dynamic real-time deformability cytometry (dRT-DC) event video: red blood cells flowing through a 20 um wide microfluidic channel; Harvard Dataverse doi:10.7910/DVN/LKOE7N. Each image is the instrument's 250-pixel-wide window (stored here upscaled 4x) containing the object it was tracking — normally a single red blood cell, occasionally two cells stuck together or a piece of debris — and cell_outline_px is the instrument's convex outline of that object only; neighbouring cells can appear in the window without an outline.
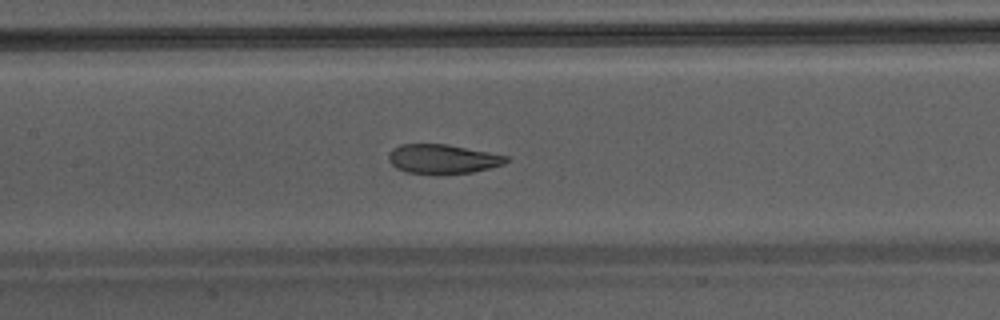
{"species": "Egyptian fruit bat (a non-hibernating species)", "species_latin": "Rousettus aegyptiacus", "temperature_condition": "warm", "stored_images_in_passage": 36, "segment_of_instrument_passage": [1, 2], "camera_frame_rate_fps": 3000, "um_per_image_px": 0.085, "animal": {"sex": "male"}, "frame": {"image": 1, "passage_image": 11, "time_ms": 3.333, "image_size_px": [1000, 320], "cell_outline_px": [[508, 160], [504, 164], [472, 172], [404, 172], [396, 168], [388, 160], [388, 156], [392, 148], [400, 144], [448, 144], [508, 156]], "centroid_in_image_um": [37.6, 13.48], "position_along_channel_um": 169.8, "area_um2": 19.54}}
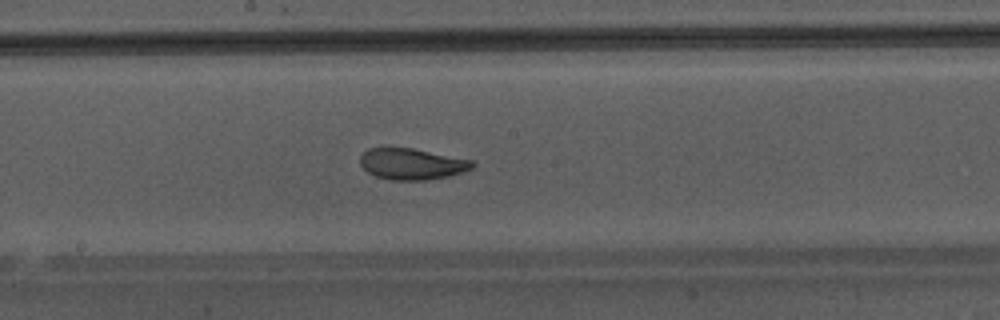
{"frame": {"image": 2, "passage_image": 14, "time_ms": 4.333, "image_size_px": [1000, 320], "cell_outline_px": [[476, 164], [472, 168], [448, 176], [424, 180], [388, 180], [376, 176], [368, 172], [360, 164], [360, 156], [368, 148], [388, 144], [412, 148], [472, 160]], "centroid_in_image_um": [34.93, 13.89], "position_along_channel_um": 213.3, "area_um2": 20.87}}
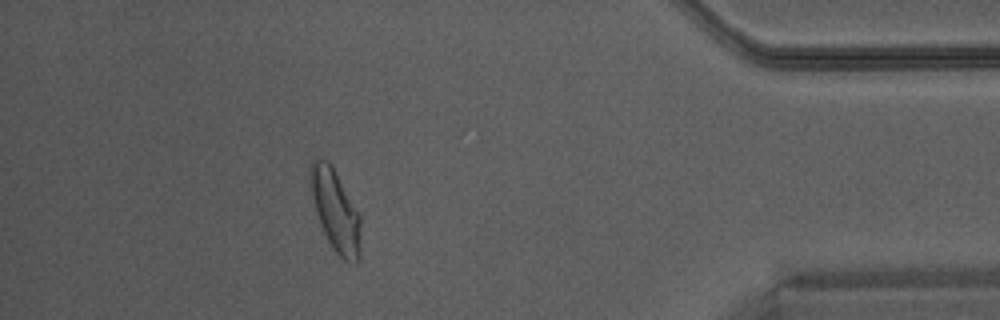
{"frame": {"image": 3, "passage_image": 30, "time_ms": 9.667, "image_size_px": [1000, 320], "cell_outline_px": [[360, 260], [356, 264], [344, 260], [332, 248], [320, 224], [316, 212], [308, 180], [308, 168], [312, 160], [320, 156], [328, 160], [332, 164], [360, 212]], "centroid_in_image_um": [28.51, 17.82], "position_along_channel_um": 406.7, "area_um2": 24.68}}